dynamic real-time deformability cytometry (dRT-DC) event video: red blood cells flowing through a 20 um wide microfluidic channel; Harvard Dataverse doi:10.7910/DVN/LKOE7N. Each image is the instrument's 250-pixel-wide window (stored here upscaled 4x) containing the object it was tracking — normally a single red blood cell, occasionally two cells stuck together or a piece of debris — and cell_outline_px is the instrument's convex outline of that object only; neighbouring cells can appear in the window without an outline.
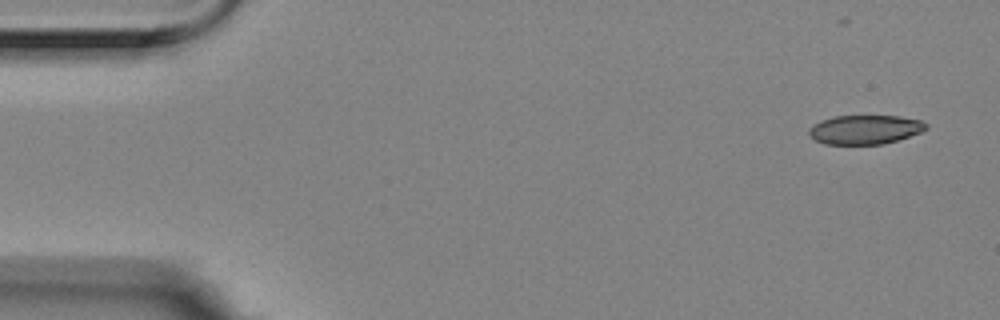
{"species": "Egyptian fruit bat (a non-hibernating species)", "species_latin": "Rousettus aegyptiacus", "temperature_condition": "room temperature", "stored_images_in_passage": 2, "camera_frame_rate_fps": 3000, "um_per_image_px": 0.085, "animal": {"sex": "female"}, "frame": {"image": 1, "passage_image": 1, "time_ms": 0.0, "image_size_px": [1000, 320], "cell_outline_px": [[928, 128], [920, 132], [884, 144], [824, 144], [808, 136], [808, 128], [812, 124], [820, 120], [832, 116], [900, 116], [920, 120], [928, 124]], "centroid_in_image_um": [73.47, 11.01], "position_along_channel_um": 11.5, "area_um2": 20.0}}